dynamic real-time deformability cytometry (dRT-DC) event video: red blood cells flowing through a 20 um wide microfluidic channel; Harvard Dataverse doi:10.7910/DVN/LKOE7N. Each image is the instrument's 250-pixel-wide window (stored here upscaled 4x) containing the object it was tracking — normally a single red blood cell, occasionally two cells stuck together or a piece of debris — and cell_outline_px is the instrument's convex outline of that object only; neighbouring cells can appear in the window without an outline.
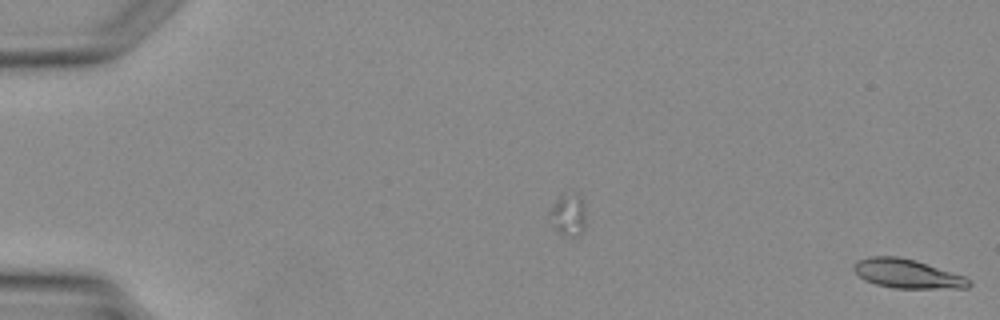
{"species": "Egyptian fruit bat (a non-hibernating species)", "species_latin": "Rousettus aegyptiacus", "temperature_condition": "warm", "stored_images_in_passage": 5, "camera_frame_rate_fps": 3000, "um_per_image_px": 0.085, "animal": {"sex": "female"}, "frame": {"image": 1, "passage_image": 1, "time_ms": 0.0, "image_size_px": [1000, 320], "cell_outline_px": [[972, 284], [968, 288], [896, 288], [876, 284], [864, 280], [852, 268], [852, 264], [856, 260], [868, 256], [896, 256], [916, 260], [964, 276], [972, 280]], "centroid_in_image_um": [77.1, 23.25], "position_along_channel_um": 7.9, "area_um2": 19.59}}